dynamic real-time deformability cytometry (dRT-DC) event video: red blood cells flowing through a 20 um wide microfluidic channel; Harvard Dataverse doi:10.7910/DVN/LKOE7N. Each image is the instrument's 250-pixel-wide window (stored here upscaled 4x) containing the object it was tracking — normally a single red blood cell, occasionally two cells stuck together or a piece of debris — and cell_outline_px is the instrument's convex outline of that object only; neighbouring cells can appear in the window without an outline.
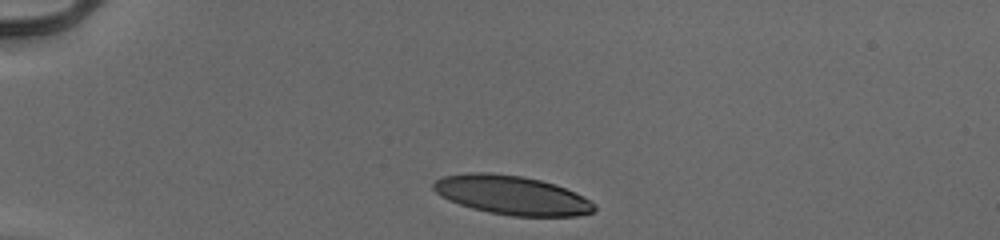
{"species": "human", "species_latin": "Homo sapiens", "temperature_condition": "cold", "stored_images_in_passage": 33, "camera_frame_rate_fps": 3000, "um_per_image_px": 0.085, "donor": {"sex": "male"}, "frame": {"image": 1, "passage_image": 1, "time_ms": 0.0, "image_size_px": [1000, 240], "cell_outline_px": [[596, 208], [592, 212], [576, 216], [512, 216], [488, 212], [472, 208], [460, 204], [440, 196], [432, 188], [432, 184], [436, 180], [444, 176], [468, 172], [492, 172], [520, 176], [540, 180], [556, 184], [576, 192], [584, 196], [596, 204]], "centroid_in_image_um": [43.52, 16.58], "position_along_channel_um": 41.5, "area_um2": 36.7}}
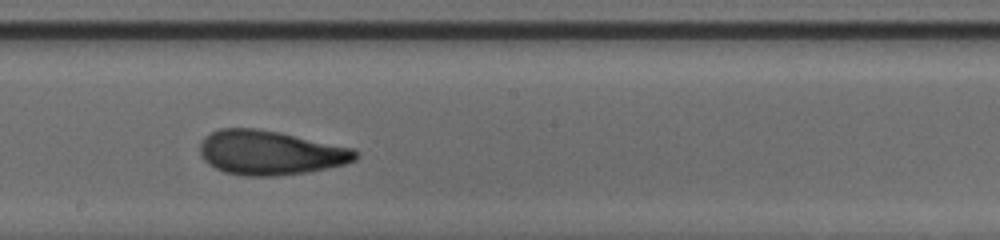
{"frame": {"image": 2, "passage_image": 19, "time_ms": 6.0, "image_size_px": [1000, 240], "cell_outline_px": [[360, 156], [356, 160], [344, 164], [304, 172], [276, 176], [244, 176], [224, 172], [208, 164], [200, 156], [200, 144], [204, 136], [220, 128], [256, 128], [280, 132], [352, 148], [360, 152]], "centroid_in_image_um": [22.94, 12.97], "position_along_channel_um": 225.3, "area_um2": 40.23}}
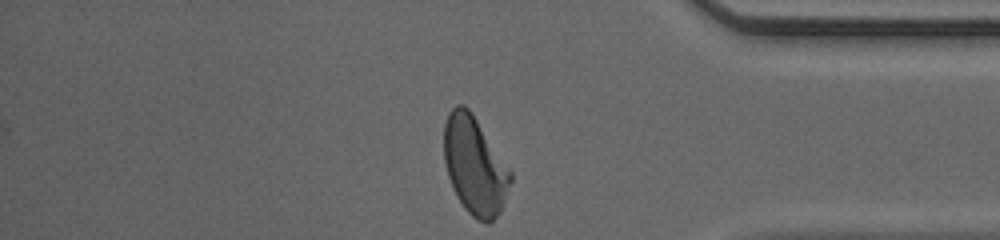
{"frame": {"image": 3, "passage_image": 33, "time_ms": 10.667, "image_size_px": [1000, 240], "cell_outline_px": [[512, 180], [500, 212], [488, 224], [476, 220], [464, 208], [456, 196], [448, 176], [444, 164], [444, 124], [448, 112], [456, 104], [464, 104], [472, 112], [512, 172]], "centroid_in_image_um": [40.34, 14.07], "position_along_channel_um": 394.9, "area_um2": 38.09}, "authors_computed_cell_mechanics": {"area_um2": 38.7838, "velocity_mm_per_s": 3.9547, "shape_relaxation_time_tau1_ms": 5.222, "shape_relaxation_time_tau2_ms": 1.139, "deformation_change_tau1": 0.2096, "deformation_change_tau2": 0.0852}}